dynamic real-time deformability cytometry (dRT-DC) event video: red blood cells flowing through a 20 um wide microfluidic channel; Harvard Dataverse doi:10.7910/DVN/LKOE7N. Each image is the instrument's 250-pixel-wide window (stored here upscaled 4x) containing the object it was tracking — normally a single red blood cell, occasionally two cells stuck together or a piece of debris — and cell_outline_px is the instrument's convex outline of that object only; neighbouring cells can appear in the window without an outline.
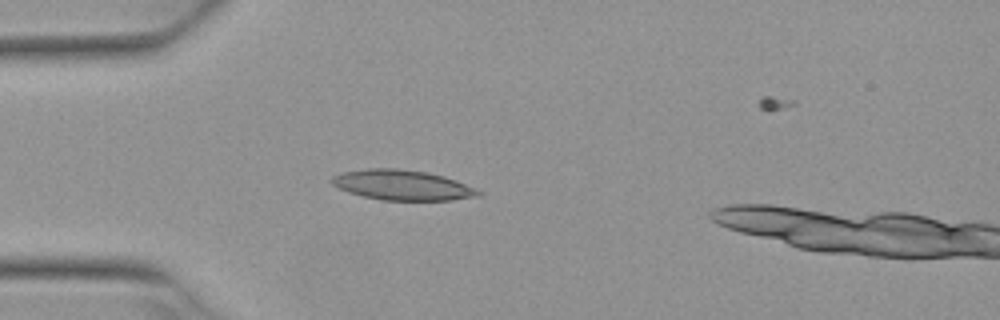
{"species": "Egyptian fruit bat (a non-hibernating species)", "species_latin": "Rousettus aegyptiacus", "temperature_condition": "warm", "stored_images_in_passage": 5, "camera_frame_rate_fps": 3000, "um_per_image_px": 0.085, "animal": {"sex": "female"}, "frame": {"image": 1, "passage_image": 4, "time_ms": 1.0, "image_size_px": [1000, 320], "cell_outline_px": [[484, 192], [480, 196], [452, 200], [380, 200], [348, 192], [332, 184], [328, 180], [332, 176], [344, 172], [368, 168], [396, 168], [428, 172], [444, 176], [456, 180], [476, 188]], "centroid_in_image_um": [34.22, 15.73], "position_along_channel_um": 50.8, "area_um2": 25.89}}